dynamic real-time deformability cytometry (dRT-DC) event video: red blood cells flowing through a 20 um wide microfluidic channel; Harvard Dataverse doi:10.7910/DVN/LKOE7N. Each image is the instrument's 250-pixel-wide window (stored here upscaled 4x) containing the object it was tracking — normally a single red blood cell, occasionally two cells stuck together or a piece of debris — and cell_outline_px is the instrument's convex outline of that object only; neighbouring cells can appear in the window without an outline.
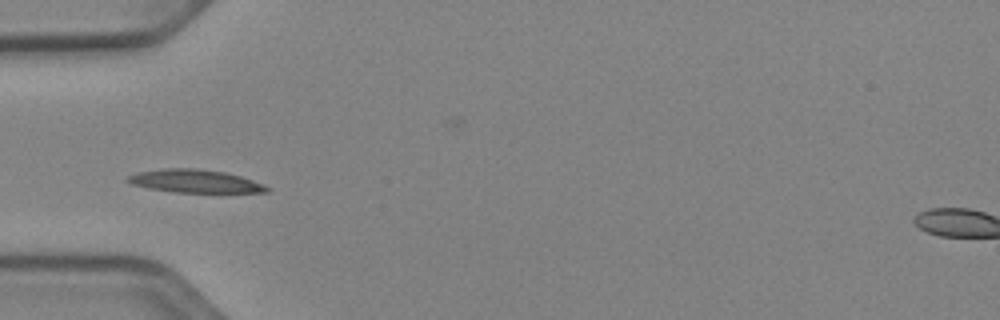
{"species": "Egyptian fruit bat (a non-hibernating species)", "species_latin": "Rousettus aegyptiacus", "temperature_condition": "cold", "stored_images_in_passage": 10, "camera_frame_rate_fps": 3000, "um_per_image_px": 0.085, "animal": {"sex": "female"}, "frame": {"image": 1, "passage_image": 4, "time_ms": 1.0, "image_size_px": [1000, 320], "cell_outline_px": [[268, 192], [176, 192], [148, 188], [132, 184], [124, 180], [128, 176], [136, 172], [164, 168], [196, 168], [224, 172], [240, 176], [264, 184], [268, 188]], "centroid_in_image_um": [16.52, 15.39], "position_along_channel_um": 68.5, "area_um2": 18.55}}
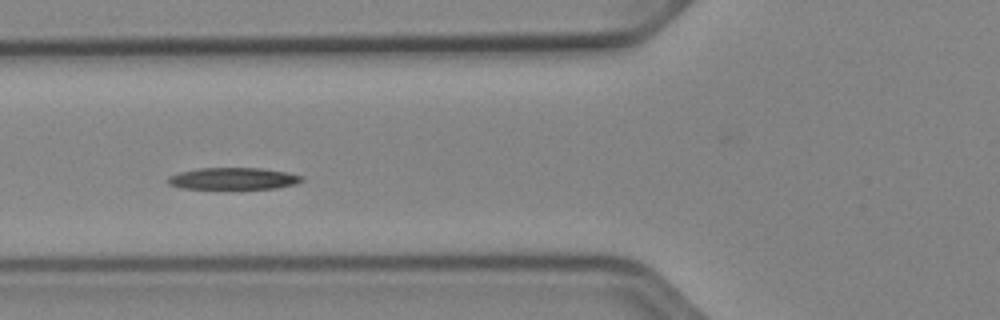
{"frame": {"image": 2, "passage_image": 7, "time_ms": 2.0, "image_size_px": [1000, 320], "cell_outline_px": [[304, 180], [296, 184], [276, 188], [180, 188], [168, 184], [168, 176], [180, 172], [200, 168], [260, 168], [284, 172], [304, 176]], "centroid_in_image_um": [19.83, 15.17], "position_along_channel_um": 106.0, "area_um2": 16.82}}